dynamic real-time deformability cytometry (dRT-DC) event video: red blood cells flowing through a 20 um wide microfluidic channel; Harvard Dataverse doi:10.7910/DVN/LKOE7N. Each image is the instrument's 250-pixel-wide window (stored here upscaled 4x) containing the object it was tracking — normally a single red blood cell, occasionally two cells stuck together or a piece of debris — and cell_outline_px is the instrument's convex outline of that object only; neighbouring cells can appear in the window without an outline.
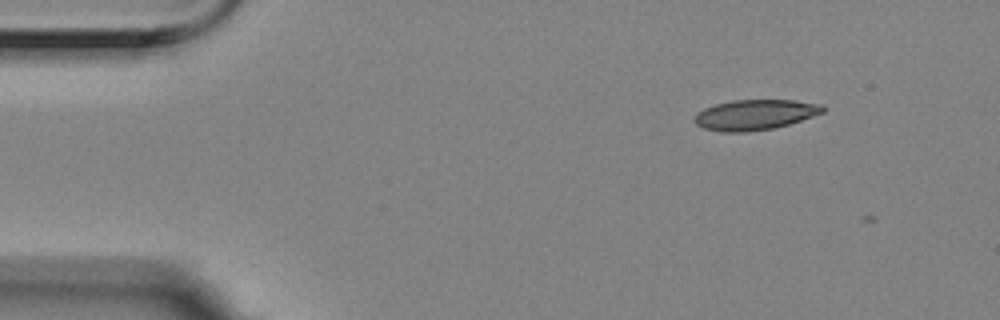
{"species": "Egyptian fruit bat (a non-hibernating species)", "species_latin": "Rousettus aegyptiacus", "temperature_condition": "room temperature", "stored_images_in_passage": 2, "camera_frame_rate_fps": 3000, "um_per_image_px": 0.085, "animal": {"sex": "female"}, "frame": {"image": 1, "passage_image": 1, "time_ms": 0.0, "image_size_px": [1000, 320], "cell_outline_px": [[824, 112], [788, 124], [772, 128], [748, 132], [720, 132], [704, 128], [696, 124], [692, 120], [704, 108], [716, 104], [732, 100], [796, 100], [824, 104]], "centroid_in_image_um": [64.18, 9.75], "position_along_channel_um": 20.8, "area_um2": 22.6}}